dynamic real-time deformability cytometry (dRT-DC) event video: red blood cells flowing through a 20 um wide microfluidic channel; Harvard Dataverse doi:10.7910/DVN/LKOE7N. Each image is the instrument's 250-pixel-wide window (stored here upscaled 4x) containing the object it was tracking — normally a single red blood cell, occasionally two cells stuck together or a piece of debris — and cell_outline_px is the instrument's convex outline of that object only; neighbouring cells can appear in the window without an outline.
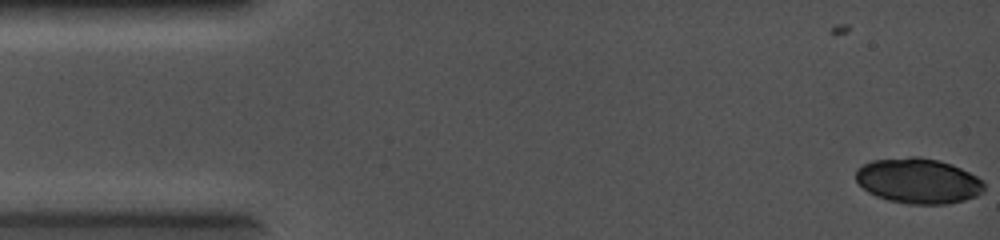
{"species": "common noctule bat (a hibernating species)", "species_latin": "Nyctalus noctula", "temperature_condition": "cold", "stored_images_in_passage": 2, "camera_frame_rate_fps": 5000, "um_per_image_px": 0.085, "animal": {"sex": "female", "body_mass_g": 19.0, "forearm_length_mm": 56.7}, "frame": {"image": 1, "passage_image": 2, "time_ms": 0.2, "image_size_px": [1000, 240], "cell_outline_px": [[984, 192], [976, 196], [964, 200], [948, 204], [908, 204], [888, 200], [876, 196], [868, 192], [856, 180], [856, 168], [872, 160], [908, 156], [920, 156], [940, 160], [952, 164], [984, 180]], "centroid_in_image_um": [78.06, 15.36], "position_along_channel_um": 6.9, "area_um2": 34.16}}